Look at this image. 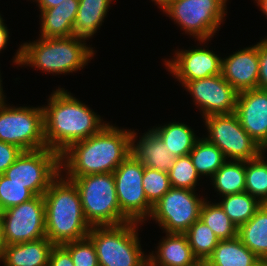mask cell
<instances>
[{
	"instance_id": "6da1fadb",
	"label": "cell",
	"mask_w": 267,
	"mask_h": 266,
	"mask_svg": "<svg viewBox=\"0 0 267 266\" xmlns=\"http://www.w3.org/2000/svg\"><path fill=\"white\" fill-rule=\"evenodd\" d=\"M132 130L106 124L98 133L71 144L60 154L66 177L113 173L131 154Z\"/></svg>"
},
{
	"instance_id": "7a4b0ae2",
	"label": "cell",
	"mask_w": 267,
	"mask_h": 266,
	"mask_svg": "<svg viewBox=\"0 0 267 266\" xmlns=\"http://www.w3.org/2000/svg\"><path fill=\"white\" fill-rule=\"evenodd\" d=\"M44 111V137L46 147L59 155L71 144L98 133L106 124L84 103L58 88Z\"/></svg>"
},
{
	"instance_id": "3957f363",
	"label": "cell",
	"mask_w": 267,
	"mask_h": 266,
	"mask_svg": "<svg viewBox=\"0 0 267 266\" xmlns=\"http://www.w3.org/2000/svg\"><path fill=\"white\" fill-rule=\"evenodd\" d=\"M61 173L43 194L46 237L54 245H63L88 236L81 198L75 184Z\"/></svg>"
},
{
	"instance_id": "277c9868",
	"label": "cell",
	"mask_w": 267,
	"mask_h": 266,
	"mask_svg": "<svg viewBox=\"0 0 267 266\" xmlns=\"http://www.w3.org/2000/svg\"><path fill=\"white\" fill-rule=\"evenodd\" d=\"M86 41L74 36L64 38H39L25 42L18 49L13 63L31 65L46 73L65 74L80 70L94 56Z\"/></svg>"
},
{
	"instance_id": "5b68a950",
	"label": "cell",
	"mask_w": 267,
	"mask_h": 266,
	"mask_svg": "<svg viewBox=\"0 0 267 266\" xmlns=\"http://www.w3.org/2000/svg\"><path fill=\"white\" fill-rule=\"evenodd\" d=\"M65 178L71 180L77 187L84 216L91 227L130 222L121 213L113 173Z\"/></svg>"
},
{
	"instance_id": "8992f818",
	"label": "cell",
	"mask_w": 267,
	"mask_h": 266,
	"mask_svg": "<svg viewBox=\"0 0 267 266\" xmlns=\"http://www.w3.org/2000/svg\"><path fill=\"white\" fill-rule=\"evenodd\" d=\"M137 225V222H126L90 228L88 237L95 245L99 266H148Z\"/></svg>"
},
{
	"instance_id": "52a82bcc",
	"label": "cell",
	"mask_w": 267,
	"mask_h": 266,
	"mask_svg": "<svg viewBox=\"0 0 267 266\" xmlns=\"http://www.w3.org/2000/svg\"><path fill=\"white\" fill-rule=\"evenodd\" d=\"M0 141L22 151L46 148L43 107H8L1 102Z\"/></svg>"
},
{
	"instance_id": "ba28073f",
	"label": "cell",
	"mask_w": 267,
	"mask_h": 266,
	"mask_svg": "<svg viewBox=\"0 0 267 266\" xmlns=\"http://www.w3.org/2000/svg\"><path fill=\"white\" fill-rule=\"evenodd\" d=\"M227 0H174L164 13L201 43L218 31L226 14Z\"/></svg>"
},
{
	"instance_id": "9c48e42d",
	"label": "cell",
	"mask_w": 267,
	"mask_h": 266,
	"mask_svg": "<svg viewBox=\"0 0 267 266\" xmlns=\"http://www.w3.org/2000/svg\"><path fill=\"white\" fill-rule=\"evenodd\" d=\"M204 120L209 133L205 139L216 145L226 160L249 161L265 152L242 128L235 113L211 115Z\"/></svg>"
},
{
	"instance_id": "30bf717a",
	"label": "cell",
	"mask_w": 267,
	"mask_h": 266,
	"mask_svg": "<svg viewBox=\"0 0 267 266\" xmlns=\"http://www.w3.org/2000/svg\"><path fill=\"white\" fill-rule=\"evenodd\" d=\"M61 171L60 155L46 147L22 151L4 175L39 196L45 193Z\"/></svg>"
},
{
	"instance_id": "8fae6325",
	"label": "cell",
	"mask_w": 267,
	"mask_h": 266,
	"mask_svg": "<svg viewBox=\"0 0 267 266\" xmlns=\"http://www.w3.org/2000/svg\"><path fill=\"white\" fill-rule=\"evenodd\" d=\"M0 231L3 245L46 237L43 195L0 212Z\"/></svg>"
},
{
	"instance_id": "7c38bea8",
	"label": "cell",
	"mask_w": 267,
	"mask_h": 266,
	"mask_svg": "<svg viewBox=\"0 0 267 266\" xmlns=\"http://www.w3.org/2000/svg\"><path fill=\"white\" fill-rule=\"evenodd\" d=\"M121 213L130 221L141 223L151 215L142 185L144 165L130 154L113 172Z\"/></svg>"
},
{
	"instance_id": "4fadbf2b",
	"label": "cell",
	"mask_w": 267,
	"mask_h": 266,
	"mask_svg": "<svg viewBox=\"0 0 267 266\" xmlns=\"http://www.w3.org/2000/svg\"><path fill=\"white\" fill-rule=\"evenodd\" d=\"M194 190L171 187L153 205L152 220L165 230V233L184 234L200 217L204 198H199Z\"/></svg>"
},
{
	"instance_id": "5bb4252c",
	"label": "cell",
	"mask_w": 267,
	"mask_h": 266,
	"mask_svg": "<svg viewBox=\"0 0 267 266\" xmlns=\"http://www.w3.org/2000/svg\"><path fill=\"white\" fill-rule=\"evenodd\" d=\"M184 88L200 106L204 117L235 112L238 92L222 75L187 81Z\"/></svg>"
},
{
	"instance_id": "9a60e30c",
	"label": "cell",
	"mask_w": 267,
	"mask_h": 266,
	"mask_svg": "<svg viewBox=\"0 0 267 266\" xmlns=\"http://www.w3.org/2000/svg\"><path fill=\"white\" fill-rule=\"evenodd\" d=\"M175 57L166 60L165 65L182 86L187 81L208 78L221 74V57L213 51L198 47L175 52Z\"/></svg>"
},
{
	"instance_id": "2e32d148",
	"label": "cell",
	"mask_w": 267,
	"mask_h": 266,
	"mask_svg": "<svg viewBox=\"0 0 267 266\" xmlns=\"http://www.w3.org/2000/svg\"><path fill=\"white\" fill-rule=\"evenodd\" d=\"M234 113L242 128L266 151L267 90L256 88L238 92Z\"/></svg>"
},
{
	"instance_id": "e0dca14e",
	"label": "cell",
	"mask_w": 267,
	"mask_h": 266,
	"mask_svg": "<svg viewBox=\"0 0 267 266\" xmlns=\"http://www.w3.org/2000/svg\"><path fill=\"white\" fill-rule=\"evenodd\" d=\"M258 44L221 59V75L237 91L258 88Z\"/></svg>"
},
{
	"instance_id": "ac0fdd59",
	"label": "cell",
	"mask_w": 267,
	"mask_h": 266,
	"mask_svg": "<svg viewBox=\"0 0 267 266\" xmlns=\"http://www.w3.org/2000/svg\"><path fill=\"white\" fill-rule=\"evenodd\" d=\"M158 251L148 255V266H200L194 256L187 236L179 233H166L157 246ZM156 255V256H155Z\"/></svg>"
},
{
	"instance_id": "d6986e66",
	"label": "cell",
	"mask_w": 267,
	"mask_h": 266,
	"mask_svg": "<svg viewBox=\"0 0 267 266\" xmlns=\"http://www.w3.org/2000/svg\"><path fill=\"white\" fill-rule=\"evenodd\" d=\"M137 133H131V154L139 160L144 167L168 172L176 157L171 155L163 145L161 138L151 129L141 139L137 140ZM136 143V144H135Z\"/></svg>"
},
{
	"instance_id": "ffe728a7",
	"label": "cell",
	"mask_w": 267,
	"mask_h": 266,
	"mask_svg": "<svg viewBox=\"0 0 267 266\" xmlns=\"http://www.w3.org/2000/svg\"><path fill=\"white\" fill-rule=\"evenodd\" d=\"M54 244L47 238L3 247L4 266H48Z\"/></svg>"
},
{
	"instance_id": "44dd1931",
	"label": "cell",
	"mask_w": 267,
	"mask_h": 266,
	"mask_svg": "<svg viewBox=\"0 0 267 266\" xmlns=\"http://www.w3.org/2000/svg\"><path fill=\"white\" fill-rule=\"evenodd\" d=\"M79 0H64L56 7L41 12V38H64L73 36Z\"/></svg>"
},
{
	"instance_id": "7402d4cb",
	"label": "cell",
	"mask_w": 267,
	"mask_h": 266,
	"mask_svg": "<svg viewBox=\"0 0 267 266\" xmlns=\"http://www.w3.org/2000/svg\"><path fill=\"white\" fill-rule=\"evenodd\" d=\"M241 242L261 260H267V203L237 230Z\"/></svg>"
},
{
	"instance_id": "603a6c76",
	"label": "cell",
	"mask_w": 267,
	"mask_h": 266,
	"mask_svg": "<svg viewBox=\"0 0 267 266\" xmlns=\"http://www.w3.org/2000/svg\"><path fill=\"white\" fill-rule=\"evenodd\" d=\"M260 261L261 259L236 237L220 240L204 264L206 266H257Z\"/></svg>"
},
{
	"instance_id": "cb8c5ba5",
	"label": "cell",
	"mask_w": 267,
	"mask_h": 266,
	"mask_svg": "<svg viewBox=\"0 0 267 266\" xmlns=\"http://www.w3.org/2000/svg\"><path fill=\"white\" fill-rule=\"evenodd\" d=\"M112 0H79L73 25V36L81 39L92 37L104 22Z\"/></svg>"
},
{
	"instance_id": "d4e9b609",
	"label": "cell",
	"mask_w": 267,
	"mask_h": 266,
	"mask_svg": "<svg viewBox=\"0 0 267 266\" xmlns=\"http://www.w3.org/2000/svg\"><path fill=\"white\" fill-rule=\"evenodd\" d=\"M152 130L161 138L169 153L175 157L189 155L198 140L193 129L184 123L170 122Z\"/></svg>"
},
{
	"instance_id": "484cf974",
	"label": "cell",
	"mask_w": 267,
	"mask_h": 266,
	"mask_svg": "<svg viewBox=\"0 0 267 266\" xmlns=\"http://www.w3.org/2000/svg\"><path fill=\"white\" fill-rule=\"evenodd\" d=\"M211 180L222 197L245 192V161H226Z\"/></svg>"
},
{
	"instance_id": "4316f807",
	"label": "cell",
	"mask_w": 267,
	"mask_h": 266,
	"mask_svg": "<svg viewBox=\"0 0 267 266\" xmlns=\"http://www.w3.org/2000/svg\"><path fill=\"white\" fill-rule=\"evenodd\" d=\"M189 156L196 169L201 176L212 177L218 169L227 161L222 151L205 138H199Z\"/></svg>"
},
{
	"instance_id": "83f0119b",
	"label": "cell",
	"mask_w": 267,
	"mask_h": 266,
	"mask_svg": "<svg viewBox=\"0 0 267 266\" xmlns=\"http://www.w3.org/2000/svg\"><path fill=\"white\" fill-rule=\"evenodd\" d=\"M223 197L222 201L218 204L237 227L246 223L262 205L256 197L251 196L247 192Z\"/></svg>"
},
{
	"instance_id": "f1b7e54d",
	"label": "cell",
	"mask_w": 267,
	"mask_h": 266,
	"mask_svg": "<svg viewBox=\"0 0 267 266\" xmlns=\"http://www.w3.org/2000/svg\"><path fill=\"white\" fill-rule=\"evenodd\" d=\"M199 219L204 222L220 240L237 237L238 227L230 220L218 203L203 202Z\"/></svg>"
},
{
	"instance_id": "f546056e",
	"label": "cell",
	"mask_w": 267,
	"mask_h": 266,
	"mask_svg": "<svg viewBox=\"0 0 267 266\" xmlns=\"http://www.w3.org/2000/svg\"><path fill=\"white\" fill-rule=\"evenodd\" d=\"M184 234L187 236L194 256L201 264H204L212 255L214 248L220 241L215 233L200 219L193 223Z\"/></svg>"
},
{
	"instance_id": "4dcf8cb0",
	"label": "cell",
	"mask_w": 267,
	"mask_h": 266,
	"mask_svg": "<svg viewBox=\"0 0 267 266\" xmlns=\"http://www.w3.org/2000/svg\"><path fill=\"white\" fill-rule=\"evenodd\" d=\"M262 152L257 158L245 161V192L267 203V161Z\"/></svg>"
},
{
	"instance_id": "1f68e13d",
	"label": "cell",
	"mask_w": 267,
	"mask_h": 266,
	"mask_svg": "<svg viewBox=\"0 0 267 266\" xmlns=\"http://www.w3.org/2000/svg\"><path fill=\"white\" fill-rule=\"evenodd\" d=\"M167 173L173 188L195 191L197 180L200 178L189 155L176 157Z\"/></svg>"
},
{
	"instance_id": "d6a6232c",
	"label": "cell",
	"mask_w": 267,
	"mask_h": 266,
	"mask_svg": "<svg viewBox=\"0 0 267 266\" xmlns=\"http://www.w3.org/2000/svg\"><path fill=\"white\" fill-rule=\"evenodd\" d=\"M36 195L22 184L12 182L4 174L0 175V212L24 203Z\"/></svg>"
},
{
	"instance_id": "836d02e7",
	"label": "cell",
	"mask_w": 267,
	"mask_h": 266,
	"mask_svg": "<svg viewBox=\"0 0 267 266\" xmlns=\"http://www.w3.org/2000/svg\"><path fill=\"white\" fill-rule=\"evenodd\" d=\"M142 185L148 202L153 206L171 188L168 173L144 167Z\"/></svg>"
},
{
	"instance_id": "e575fe53",
	"label": "cell",
	"mask_w": 267,
	"mask_h": 266,
	"mask_svg": "<svg viewBox=\"0 0 267 266\" xmlns=\"http://www.w3.org/2000/svg\"><path fill=\"white\" fill-rule=\"evenodd\" d=\"M63 246L69 251L74 266H99L95 245L88 236Z\"/></svg>"
},
{
	"instance_id": "d590c367",
	"label": "cell",
	"mask_w": 267,
	"mask_h": 266,
	"mask_svg": "<svg viewBox=\"0 0 267 266\" xmlns=\"http://www.w3.org/2000/svg\"><path fill=\"white\" fill-rule=\"evenodd\" d=\"M22 150L15 145L0 141V175L15 162Z\"/></svg>"
},
{
	"instance_id": "8d00e7d4",
	"label": "cell",
	"mask_w": 267,
	"mask_h": 266,
	"mask_svg": "<svg viewBox=\"0 0 267 266\" xmlns=\"http://www.w3.org/2000/svg\"><path fill=\"white\" fill-rule=\"evenodd\" d=\"M257 44L259 57L258 88L267 90V38Z\"/></svg>"
},
{
	"instance_id": "74e56055",
	"label": "cell",
	"mask_w": 267,
	"mask_h": 266,
	"mask_svg": "<svg viewBox=\"0 0 267 266\" xmlns=\"http://www.w3.org/2000/svg\"><path fill=\"white\" fill-rule=\"evenodd\" d=\"M48 266H74L69 251L63 245H54L49 256Z\"/></svg>"
},
{
	"instance_id": "f35d334b",
	"label": "cell",
	"mask_w": 267,
	"mask_h": 266,
	"mask_svg": "<svg viewBox=\"0 0 267 266\" xmlns=\"http://www.w3.org/2000/svg\"><path fill=\"white\" fill-rule=\"evenodd\" d=\"M37 2L40 11L53 8L61 4L64 0H34Z\"/></svg>"
},
{
	"instance_id": "ab89813d",
	"label": "cell",
	"mask_w": 267,
	"mask_h": 266,
	"mask_svg": "<svg viewBox=\"0 0 267 266\" xmlns=\"http://www.w3.org/2000/svg\"><path fill=\"white\" fill-rule=\"evenodd\" d=\"M8 40H9V31L7 29V26H5V24L3 23L0 26V51H2V49H5Z\"/></svg>"
},
{
	"instance_id": "60d3db41",
	"label": "cell",
	"mask_w": 267,
	"mask_h": 266,
	"mask_svg": "<svg viewBox=\"0 0 267 266\" xmlns=\"http://www.w3.org/2000/svg\"><path fill=\"white\" fill-rule=\"evenodd\" d=\"M162 10L166 9L174 0H152Z\"/></svg>"
},
{
	"instance_id": "b9f144b4",
	"label": "cell",
	"mask_w": 267,
	"mask_h": 266,
	"mask_svg": "<svg viewBox=\"0 0 267 266\" xmlns=\"http://www.w3.org/2000/svg\"><path fill=\"white\" fill-rule=\"evenodd\" d=\"M257 1V5L260 6V10L267 16V0H255Z\"/></svg>"
},
{
	"instance_id": "7bdbcfd3",
	"label": "cell",
	"mask_w": 267,
	"mask_h": 266,
	"mask_svg": "<svg viewBox=\"0 0 267 266\" xmlns=\"http://www.w3.org/2000/svg\"><path fill=\"white\" fill-rule=\"evenodd\" d=\"M0 77H1V75H0ZM2 80H1V78H0V103L1 102H3V101H5V95L3 94V88H2Z\"/></svg>"
},
{
	"instance_id": "ee69618b",
	"label": "cell",
	"mask_w": 267,
	"mask_h": 266,
	"mask_svg": "<svg viewBox=\"0 0 267 266\" xmlns=\"http://www.w3.org/2000/svg\"><path fill=\"white\" fill-rule=\"evenodd\" d=\"M3 241H2V237H1V231H0V261H2V256H3Z\"/></svg>"
},
{
	"instance_id": "f6af8a7d",
	"label": "cell",
	"mask_w": 267,
	"mask_h": 266,
	"mask_svg": "<svg viewBox=\"0 0 267 266\" xmlns=\"http://www.w3.org/2000/svg\"><path fill=\"white\" fill-rule=\"evenodd\" d=\"M262 266H267V260H262Z\"/></svg>"
},
{
	"instance_id": "bcb514c9",
	"label": "cell",
	"mask_w": 267,
	"mask_h": 266,
	"mask_svg": "<svg viewBox=\"0 0 267 266\" xmlns=\"http://www.w3.org/2000/svg\"><path fill=\"white\" fill-rule=\"evenodd\" d=\"M3 21H4V20H3V18H2L1 15H0V26L4 23Z\"/></svg>"
},
{
	"instance_id": "7dc6e473",
	"label": "cell",
	"mask_w": 267,
	"mask_h": 266,
	"mask_svg": "<svg viewBox=\"0 0 267 266\" xmlns=\"http://www.w3.org/2000/svg\"><path fill=\"white\" fill-rule=\"evenodd\" d=\"M257 266H262V260L259 262V264Z\"/></svg>"
}]
</instances>
